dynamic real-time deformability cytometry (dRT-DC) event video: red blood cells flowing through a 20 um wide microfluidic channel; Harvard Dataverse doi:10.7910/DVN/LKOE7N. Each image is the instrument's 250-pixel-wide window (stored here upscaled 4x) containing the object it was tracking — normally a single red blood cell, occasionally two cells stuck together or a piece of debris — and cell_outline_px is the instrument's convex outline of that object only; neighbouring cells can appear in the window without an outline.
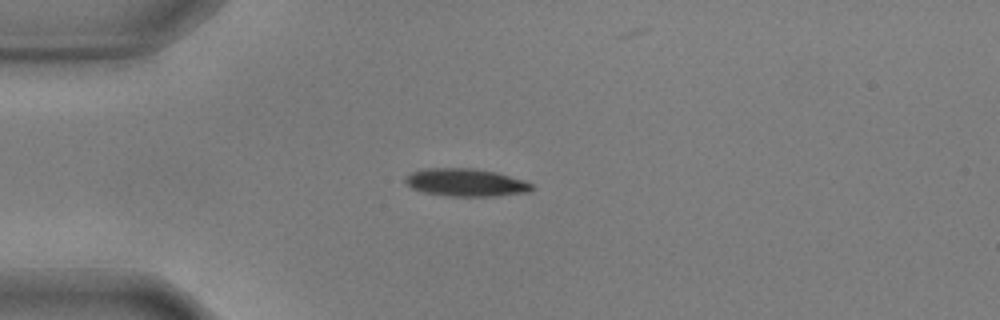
{"species": "common noctule bat (a hibernating species)", "species_latin": "Nyctalus noctula", "temperature_condition": "warm", "stored_images_in_passage": 44, "camera_frame_rate_fps": 3000, "um_per_image_px": 0.085, "animal": {"sex": "male", "body_mass_g": 17.9, "forearm_length_mm": 54.2}, "frame": {"image": 1, "passage_image": 1, "time_ms": 0.0, "image_size_px": [1000, 320], "cell_outline_px": [[532, 192], [496, 196], [448, 196], [420, 192], [412, 188], [404, 180], [404, 176], [412, 172], [424, 168], [472, 168], [496, 172], [524, 180], [532, 184]], "centroid_in_image_um": [39.58, 15.51], "position_along_channel_um": 45.4, "area_um2": 20.63}}
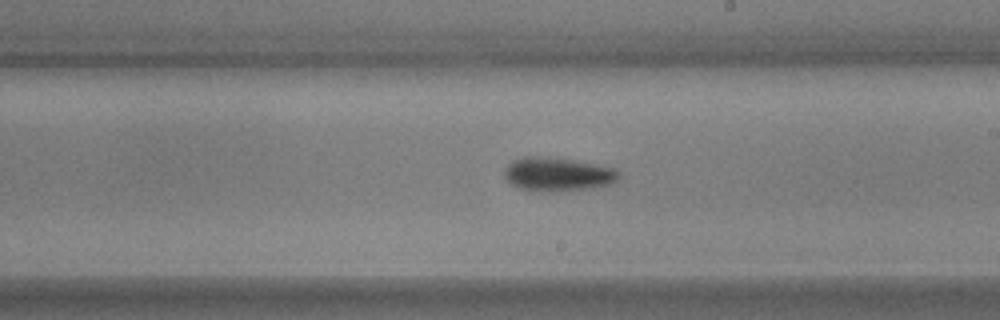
{"frame": {"image": 2, "passage_image": 19, "time_ms": 6.0, "image_size_px": [1000, 320], "cell_outline_px": [[620, 176], [612, 184], [592, 188], [560, 192], [528, 192], [516, 188], [504, 176], [504, 168], [512, 160], [524, 156], [540, 156], [572, 160], [596, 164], [616, 168], [620, 172]], "centroid_in_image_um": [47.38, 14.84], "position_along_channel_um": 241.6, "area_um2": 23.12}}
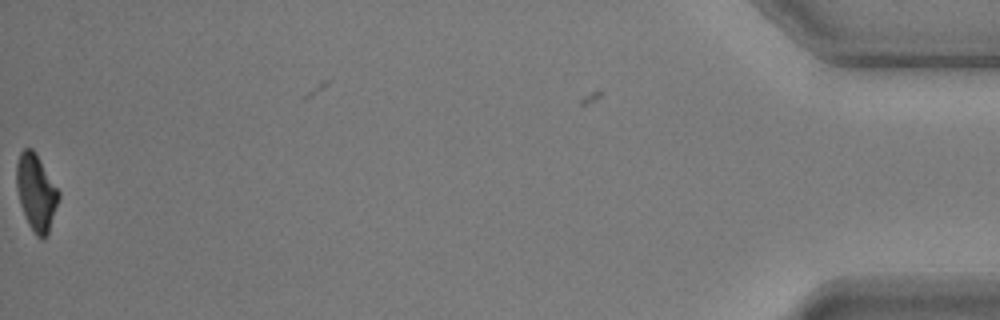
{"frame": {"image": 3, "passage_image": 43, "time_ms": 14.0, "image_size_px": [1000, 320], "cell_outline_px": [[60, 196], [48, 232], [44, 240], [40, 240], [36, 236], [28, 224], [20, 204], [16, 188], [16, 160], [20, 152], [24, 148], [32, 148], [36, 152], [60, 192]], "centroid_in_image_um": [3.06, 16.33], "position_along_channel_um": 432.1, "area_um2": 18.96}, "authors_computed_cell_mechanics": {"area_um2": 20.6346, "velocity_mm_per_s": 3.5816, "shape_relaxation_time_tau1_ms": 2.4493, "shape_relaxation_time_tau2_ms": 4.17, "deformation_change_tau1": 0.1452, "deformation_change_tau2": 0.1241}}